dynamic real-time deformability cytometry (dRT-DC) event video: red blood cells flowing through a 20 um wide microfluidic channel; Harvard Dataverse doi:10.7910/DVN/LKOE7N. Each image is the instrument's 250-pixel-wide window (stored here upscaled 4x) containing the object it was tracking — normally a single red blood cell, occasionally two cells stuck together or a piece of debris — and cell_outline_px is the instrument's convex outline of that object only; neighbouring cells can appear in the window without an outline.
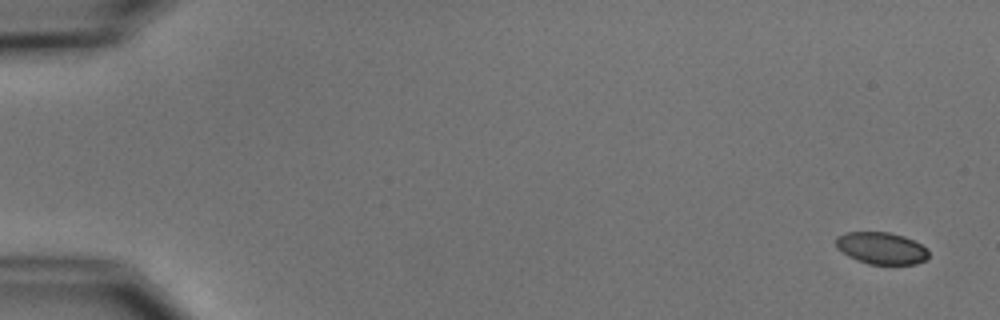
{"species": "common noctule bat (a hibernating species)", "species_latin": "Nyctalus noctula", "temperature_condition": "cold", "stored_images_in_passage": 5, "camera_frame_rate_fps": 3000, "um_per_image_px": 0.085, "animal": {"sex": "male", "body_mass_g": 15.6}, "frame": {"image": 1, "passage_image": 1, "time_ms": 0.0, "image_size_px": [1000, 320], "cell_outline_px": [[928, 256], [924, 260], [916, 264], [868, 264], [856, 260], [848, 256], [836, 248], [836, 236], [844, 232], [888, 232], [904, 236], [928, 248]], "centroid_in_image_um": [74.88, 21.09], "position_along_channel_um": 10.1, "area_um2": 17.34}}
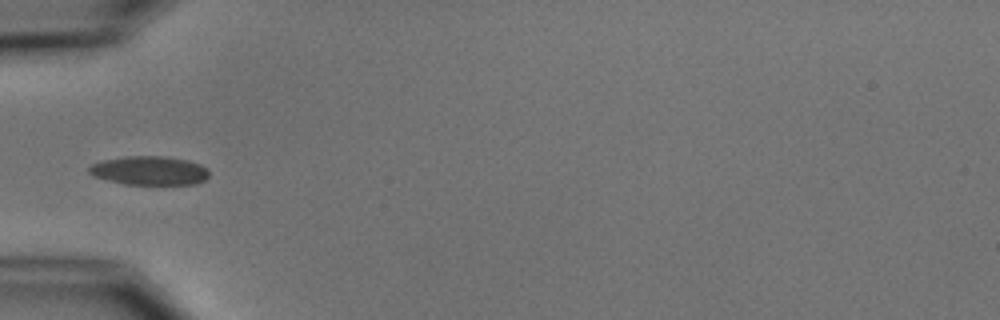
{"frame": {"image": 2, "passage_image": 5, "time_ms": 5.667, "image_size_px": [1000, 320], "cell_outline_px": [[208, 176], [204, 180], [196, 184], [124, 184], [108, 180], [96, 176], [88, 172], [88, 168], [92, 164], [104, 160], [124, 156], [160, 156], [188, 160], [200, 164], [208, 168]], "centroid_in_image_um": [12.72, 14.5], "position_along_channel_um": 72.3, "area_um2": 20.06}}